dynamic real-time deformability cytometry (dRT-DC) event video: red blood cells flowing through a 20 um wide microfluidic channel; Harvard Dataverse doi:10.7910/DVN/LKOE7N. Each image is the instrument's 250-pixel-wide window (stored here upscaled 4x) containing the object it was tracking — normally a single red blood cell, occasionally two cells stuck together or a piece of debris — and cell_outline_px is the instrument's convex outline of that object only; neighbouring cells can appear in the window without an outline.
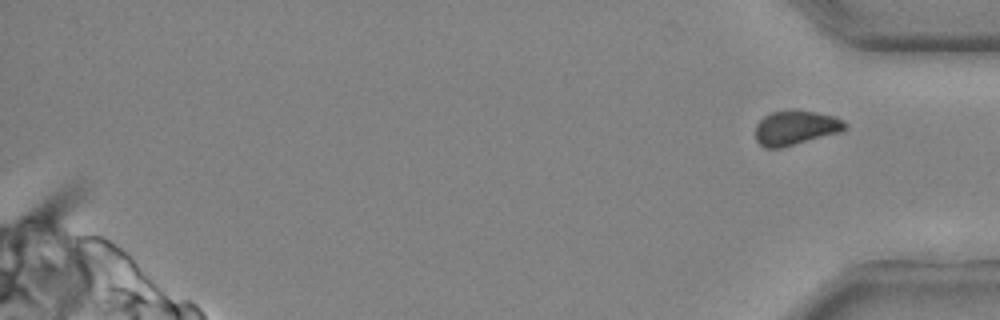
{"species": "common noctule bat (a hibernating species)", "species_latin": "Nyctalus noctula", "temperature_condition": "cold", "stored_images_in_passage": 30, "camera_frame_rate_fps": 3000, "um_per_image_px": 0.085, "animal": {"sex": "male", "body_mass_g": 20.4}, "frame": {"image": 1, "passage_image": 30, "time_ms": 9.667, "image_size_px": [1000, 320], "cell_outline_px": [[848, 128], [840, 132], [784, 148], [764, 148], [756, 140], [756, 124], [764, 116], [772, 112], [816, 112], [832, 116], [844, 120], [848, 124]], "centroid_in_image_um": [67.64, 10.91], "position_along_channel_um": 367.6, "area_um2": 17.8}}